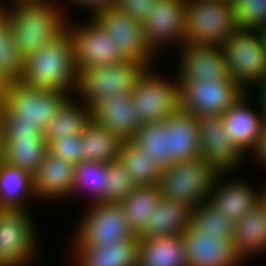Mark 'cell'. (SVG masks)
<instances>
[{"label":"cell","instance_id":"6","mask_svg":"<svg viewBox=\"0 0 266 266\" xmlns=\"http://www.w3.org/2000/svg\"><path fill=\"white\" fill-rule=\"evenodd\" d=\"M146 68L141 62L127 60L78 72L74 95L78 94L80 102L93 110L111 95H130L138 77Z\"/></svg>","mask_w":266,"mask_h":266},{"label":"cell","instance_id":"9","mask_svg":"<svg viewBox=\"0 0 266 266\" xmlns=\"http://www.w3.org/2000/svg\"><path fill=\"white\" fill-rule=\"evenodd\" d=\"M80 223L75 227L71 245L102 246L119 240L138 237L131 228L118 203L97 202L89 204Z\"/></svg>","mask_w":266,"mask_h":266},{"label":"cell","instance_id":"40","mask_svg":"<svg viewBox=\"0 0 266 266\" xmlns=\"http://www.w3.org/2000/svg\"><path fill=\"white\" fill-rule=\"evenodd\" d=\"M0 130L3 139L44 138L37 125L16 124L1 108Z\"/></svg>","mask_w":266,"mask_h":266},{"label":"cell","instance_id":"1","mask_svg":"<svg viewBox=\"0 0 266 266\" xmlns=\"http://www.w3.org/2000/svg\"><path fill=\"white\" fill-rule=\"evenodd\" d=\"M57 5L51 0L0 5L11 21L16 46L24 60L66 31L69 18Z\"/></svg>","mask_w":266,"mask_h":266},{"label":"cell","instance_id":"21","mask_svg":"<svg viewBox=\"0 0 266 266\" xmlns=\"http://www.w3.org/2000/svg\"><path fill=\"white\" fill-rule=\"evenodd\" d=\"M130 95H111L92 110V119L123 141L131 140L142 126Z\"/></svg>","mask_w":266,"mask_h":266},{"label":"cell","instance_id":"13","mask_svg":"<svg viewBox=\"0 0 266 266\" xmlns=\"http://www.w3.org/2000/svg\"><path fill=\"white\" fill-rule=\"evenodd\" d=\"M91 16L109 33L116 46L129 60L154 67L157 55L145 43L141 22L114 6L100 8Z\"/></svg>","mask_w":266,"mask_h":266},{"label":"cell","instance_id":"8","mask_svg":"<svg viewBox=\"0 0 266 266\" xmlns=\"http://www.w3.org/2000/svg\"><path fill=\"white\" fill-rule=\"evenodd\" d=\"M147 67L130 96L141 124L164 121L181 108L180 82L165 80Z\"/></svg>","mask_w":266,"mask_h":266},{"label":"cell","instance_id":"7","mask_svg":"<svg viewBox=\"0 0 266 266\" xmlns=\"http://www.w3.org/2000/svg\"><path fill=\"white\" fill-rule=\"evenodd\" d=\"M237 28L231 3L186 0L185 43L222 47Z\"/></svg>","mask_w":266,"mask_h":266},{"label":"cell","instance_id":"16","mask_svg":"<svg viewBox=\"0 0 266 266\" xmlns=\"http://www.w3.org/2000/svg\"><path fill=\"white\" fill-rule=\"evenodd\" d=\"M187 266H239L243 260L237 254L231 237L204 234L190 226L182 234Z\"/></svg>","mask_w":266,"mask_h":266},{"label":"cell","instance_id":"26","mask_svg":"<svg viewBox=\"0 0 266 266\" xmlns=\"http://www.w3.org/2000/svg\"><path fill=\"white\" fill-rule=\"evenodd\" d=\"M32 198L37 199L33 175L3 161L0 164V210H29L27 199Z\"/></svg>","mask_w":266,"mask_h":266},{"label":"cell","instance_id":"31","mask_svg":"<svg viewBox=\"0 0 266 266\" xmlns=\"http://www.w3.org/2000/svg\"><path fill=\"white\" fill-rule=\"evenodd\" d=\"M109 163L83 160L75 165L72 196L85 194L90 203L105 202L108 193Z\"/></svg>","mask_w":266,"mask_h":266},{"label":"cell","instance_id":"48","mask_svg":"<svg viewBox=\"0 0 266 266\" xmlns=\"http://www.w3.org/2000/svg\"><path fill=\"white\" fill-rule=\"evenodd\" d=\"M3 158H4V140H3L2 131L0 130V164L3 162Z\"/></svg>","mask_w":266,"mask_h":266},{"label":"cell","instance_id":"29","mask_svg":"<svg viewBox=\"0 0 266 266\" xmlns=\"http://www.w3.org/2000/svg\"><path fill=\"white\" fill-rule=\"evenodd\" d=\"M131 175L136 186H158L163 168L132 140L121 144L117 160Z\"/></svg>","mask_w":266,"mask_h":266},{"label":"cell","instance_id":"11","mask_svg":"<svg viewBox=\"0 0 266 266\" xmlns=\"http://www.w3.org/2000/svg\"><path fill=\"white\" fill-rule=\"evenodd\" d=\"M71 23L67 22L66 30L73 42L78 72L129 60L93 16L84 24Z\"/></svg>","mask_w":266,"mask_h":266},{"label":"cell","instance_id":"39","mask_svg":"<svg viewBox=\"0 0 266 266\" xmlns=\"http://www.w3.org/2000/svg\"><path fill=\"white\" fill-rule=\"evenodd\" d=\"M48 150L54 155L71 162L74 165L83 161L82 135L59 137L48 145Z\"/></svg>","mask_w":266,"mask_h":266},{"label":"cell","instance_id":"28","mask_svg":"<svg viewBox=\"0 0 266 266\" xmlns=\"http://www.w3.org/2000/svg\"><path fill=\"white\" fill-rule=\"evenodd\" d=\"M74 100V101H73ZM92 120L91 108L72 97L62 106L43 128L48 145L59 137L80 135Z\"/></svg>","mask_w":266,"mask_h":266},{"label":"cell","instance_id":"15","mask_svg":"<svg viewBox=\"0 0 266 266\" xmlns=\"http://www.w3.org/2000/svg\"><path fill=\"white\" fill-rule=\"evenodd\" d=\"M200 129L199 157L215 165L221 172L238 170L245 154L227 137L222 115L198 117ZM245 157V158H244ZM237 168V169H236ZM236 169V170H235Z\"/></svg>","mask_w":266,"mask_h":266},{"label":"cell","instance_id":"46","mask_svg":"<svg viewBox=\"0 0 266 266\" xmlns=\"http://www.w3.org/2000/svg\"><path fill=\"white\" fill-rule=\"evenodd\" d=\"M257 30L259 31V34L261 36L263 48H264V51L266 53V24L258 27Z\"/></svg>","mask_w":266,"mask_h":266},{"label":"cell","instance_id":"34","mask_svg":"<svg viewBox=\"0 0 266 266\" xmlns=\"http://www.w3.org/2000/svg\"><path fill=\"white\" fill-rule=\"evenodd\" d=\"M138 147L166 169L173 165L170 153V133L167 132V119L142 124L131 139Z\"/></svg>","mask_w":266,"mask_h":266},{"label":"cell","instance_id":"50","mask_svg":"<svg viewBox=\"0 0 266 266\" xmlns=\"http://www.w3.org/2000/svg\"><path fill=\"white\" fill-rule=\"evenodd\" d=\"M215 1H222V2H226V3H232L233 0H215Z\"/></svg>","mask_w":266,"mask_h":266},{"label":"cell","instance_id":"19","mask_svg":"<svg viewBox=\"0 0 266 266\" xmlns=\"http://www.w3.org/2000/svg\"><path fill=\"white\" fill-rule=\"evenodd\" d=\"M229 173L232 172H221L218 175L207 202L236 222L258 204L259 191L257 192L250 183L240 178L237 180L233 177L222 183V179H225L223 177Z\"/></svg>","mask_w":266,"mask_h":266},{"label":"cell","instance_id":"2","mask_svg":"<svg viewBox=\"0 0 266 266\" xmlns=\"http://www.w3.org/2000/svg\"><path fill=\"white\" fill-rule=\"evenodd\" d=\"M77 80L73 42L67 30L24 60L19 79L30 88L68 94L75 93Z\"/></svg>","mask_w":266,"mask_h":266},{"label":"cell","instance_id":"10","mask_svg":"<svg viewBox=\"0 0 266 266\" xmlns=\"http://www.w3.org/2000/svg\"><path fill=\"white\" fill-rule=\"evenodd\" d=\"M30 213L29 210H0V266H29L36 260L40 247Z\"/></svg>","mask_w":266,"mask_h":266},{"label":"cell","instance_id":"20","mask_svg":"<svg viewBox=\"0 0 266 266\" xmlns=\"http://www.w3.org/2000/svg\"><path fill=\"white\" fill-rule=\"evenodd\" d=\"M75 165L49 150L33 175L34 192L39 200H65L72 195Z\"/></svg>","mask_w":266,"mask_h":266},{"label":"cell","instance_id":"45","mask_svg":"<svg viewBox=\"0 0 266 266\" xmlns=\"http://www.w3.org/2000/svg\"><path fill=\"white\" fill-rule=\"evenodd\" d=\"M258 204L266 214V185L259 191Z\"/></svg>","mask_w":266,"mask_h":266},{"label":"cell","instance_id":"41","mask_svg":"<svg viewBox=\"0 0 266 266\" xmlns=\"http://www.w3.org/2000/svg\"><path fill=\"white\" fill-rule=\"evenodd\" d=\"M156 0H116L114 7L143 22Z\"/></svg>","mask_w":266,"mask_h":266},{"label":"cell","instance_id":"23","mask_svg":"<svg viewBox=\"0 0 266 266\" xmlns=\"http://www.w3.org/2000/svg\"><path fill=\"white\" fill-rule=\"evenodd\" d=\"M191 212L192 209L180 201L161 198L154 214L138 233V238L182 235L190 226Z\"/></svg>","mask_w":266,"mask_h":266},{"label":"cell","instance_id":"30","mask_svg":"<svg viewBox=\"0 0 266 266\" xmlns=\"http://www.w3.org/2000/svg\"><path fill=\"white\" fill-rule=\"evenodd\" d=\"M83 160L111 163L119 158L123 140L93 119L82 132Z\"/></svg>","mask_w":266,"mask_h":266},{"label":"cell","instance_id":"47","mask_svg":"<svg viewBox=\"0 0 266 266\" xmlns=\"http://www.w3.org/2000/svg\"><path fill=\"white\" fill-rule=\"evenodd\" d=\"M8 81L3 77V75L0 73V101L2 99L3 93L7 88Z\"/></svg>","mask_w":266,"mask_h":266},{"label":"cell","instance_id":"35","mask_svg":"<svg viewBox=\"0 0 266 266\" xmlns=\"http://www.w3.org/2000/svg\"><path fill=\"white\" fill-rule=\"evenodd\" d=\"M24 59L17 49L8 16L0 9V73L8 82L19 81Z\"/></svg>","mask_w":266,"mask_h":266},{"label":"cell","instance_id":"37","mask_svg":"<svg viewBox=\"0 0 266 266\" xmlns=\"http://www.w3.org/2000/svg\"><path fill=\"white\" fill-rule=\"evenodd\" d=\"M231 4L238 28H258L266 24V0H233Z\"/></svg>","mask_w":266,"mask_h":266},{"label":"cell","instance_id":"22","mask_svg":"<svg viewBox=\"0 0 266 266\" xmlns=\"http://www.w3.org/2000/svg\"><path fill=\"white\" fill-rule=\"evenodd\" d=\"M71 248L75 266H138V237L119 240L111 245H71Z\"/></svg>","mask_w":266,"mask_h":266},{"label":"cell","instance_id":"24","mask_svg":"<svg viewBox=\"0 0 266 266\" xmlns=\"http://www.w3.org/2000/svg\"><path fill=\"white\" fill-rule=\"evenodd\" d=\"M167 132L170 133L173 164L199 156V122L192 112L180 108L167 118Z\"/></svg>","mask_w":266,"mask_h":266},{"label":"cell","instance_id":"25","mask_svg":"<svg viewBox=\"0 0 266 266\" xmlns=\"http://www.w3.org/2000/svg\"><path fill=\"white\" fill-rule=\"evenodd\" d=\"M232 242L243 261L266 251V214L259 204L235 222Z\"/></svg>","mask_w":266,"mask_h":266},{"label":"cell","instance_id":"36","mask_svg":"<svg viewBox=\"0 0 266 266\" xmlns=\"http://www.w3.org/2000/svg\"><path fill=\"white\" fill-rule=\"evenodd\" d=\"M234 225V220L224 216L207 201L192 209L190 227L193 230H203L204 234H221L223 237L232 238Z\"/></svg>","mask_w":266,"mask_h":266},{"label":"cell","instance_id":"18","mask_svg":"<svg viewBox=\"0 0 266 266\" xmlns=\"http://www.w3.org/2000/svg\"><path fill=\"white\" fill-rule=\"evenodd\" d=\"M248 95V96H247ZM248 92L237 100L226 112L222 114V120L226 135L231 141L239 147L245 156L254 149L258 137L263 128L264 110L258 96V114L250 106L251 98Z\"/></svg>","mask_w":266,"mask_h":266},{"label":"cell","instance_id":"4","mask_svg":"<svg viewBox=\"0 0 266 266\" xmlns=\"http://www.w3.org/2000/svg\"><path fill=\"white\" fill-rule=\"evenodd\" d=\"M71 97L68 93L30 88L13 81L3 93L0 108L16 124L37 125L43 131Z\"/></svg>","mask_w":266,"mask_h":266},{"label":"cell","instance_id":"43","mask_svg":"<svg viewBox=\"0 0 266 266\" xmlns=\"http://www.w3.org/2000/svg\"><path fill=\"white\" fill-rule=\"evenodd\" d=\"M67 2L74 3V5L82 6L87 10L91 9L89 12L93 15L100 8H106L110 6H114L116 0H65Z\"/></svg>","mask_w":266,"mask_h":266},{"label":"cell","instance_id":"42","mask_svg":"<svg viewBox=\"0 0 266 266\" xmlns=\"http://www.w3.org/2000/svg\"><path fill=\"white\" fill-rule=\"evenodd\" d=\"M251 153L254 154L253 157H255V160L257 159L260 166H266V121L263 123L261 135L258 137L257 143Z\"/></svg>","mask_w":266,"mask_h":266},{"label":"cell","instance_id":"14","mask_svg":"<svg viewBox=\"0 0 266 266\" xmlns=\"http://www.w3.org/2000/svg\"><path fill=\"white\" fill-rule=\"evenodd\" d=\"M142 26L145 43L155 55L168 42L181 46L186 34V0H156Z\"/></svg>","mask_w":266,"mask_h":266},{"label":"cell","instance_id":"33","mask_svg":"<svg viewBox=\"0 0 266 266\" xmlns=\"http://www.w3.org/2000/svg\"><path fill=\"white\" fill-rule=\"evenodd\" d=\"M4 158L7 164L34 175L48 151L45 138L3 139Z\"/></svg>","mask_w":266,"mask_h":266},{"label":"cell","instance_id":"17","mask_svg":"<svg viewBox=\"0 0 266 266\" xmlns=\"http://www.w3.org/2000/svg\"><path fill=\"white\" fill-rule=\"evenodd\" d=\"M178 49L179 81L186 80H232L221 47L205 44L183 43Z\"/></svg>","mask_w":266,"mask_h":266},{"label":"cell","instance_id":"44","mask_svg":"<svg viewBox=\"0 0 266 266\" xmlns=\"http://www.w3.org/2000/svg\"><path fill=\"white\" fill-rule=\"evenodd\" d=\"M257 93L260 98V101L262 103L263 106V110H264V118L266 121V85H261L258 87Z\"/></svg>","mask_w":266,"mask_h":266},{"label":"cell","instance_id":"12","mask_svg":"<svg viewBox=\"0 0 266 266\" xmlns=\"http://www.w3.org/2000/svg\"><path fill=\"white\" fill-rule=\"evenodd\" d=\"M179 82L181 108L196 117L222 115L247 92L233 80Z\"/></svg>","mask_w":266,"mask_h":266},{"label":"cell","instance_id":"49","mask_svg":"<svg viewBox=\"0 0 266 266\" xmlns=\"http://www.w3.org/2000/svg\"><path fill=\"white\" fill-rule=\"evenodd\" d=\"M41 1H46V0H10V2H13V3H18V2H41Z\"/></svg>","mask_w":266,"mask_h":266},{"label":"cell","instance_id":"3","mask_svg":"<svg viewBox=\"0 0 266 266\" xmlns=\"http://www.w3.org/2000/svg\"><path fill=\"white\" fill-rule=\"evenodd\" d=\"M220 173L215 165L198 156L163 169L158 186L162 198L180 201L193 209L207 201Z\"/></svg>","mask_w":266,"mask_h":266},{"label":"cell","instance_id":"5","mask_svg":"<svg viewBox=\"0 0 266 266\" xmlns=\"http://www.w3.org/2000/svg\"><path fill=\"white\" fill-rule=\"evenodd\" d=\"M229 75L245 91L266 85V53L257 28H237L221 47Z\"/></svg>","mask_w":266,"mask_h":266},{"label":"cell","instance_id":"27","mask_svg":"<svg viewBox=\"0 0 266 266\" xmlns=\"http://www.w3.org/2000/svg\"><path fill=\"white\" fill-rule=\"evenodd\" d=\"M138 266H187L182 235L139 239Z\"/></svg>","mask_w":266,"mask_h":266},{"label":"cell","instance_id":"38","mask_svg":"<svg viewBox=\"0 0 266 266\" xmlns=\"http://www.w3.org/2000/svg\"><path fill=\"white\" fill-rule=\"evenodd\" d=\"M135 187L130 173L118 161L109 163L106 203H120Z\"/></svg>","mask_w":266,"mask_h":266},{"label":"cell","instance_id":"32","mask_svg":"<svg viewBox=\"0 0 266 266\" xmlns=\"http://www.w3.org/2000/svg\"><path fill=\"white\" fill-rule=\"evenodd\" d=\"M161 198L159 186H137L118 204L131 228L138 234L154 214Z\"/></svg>","mask_w":266,"mask_h":266}]
</instances>
